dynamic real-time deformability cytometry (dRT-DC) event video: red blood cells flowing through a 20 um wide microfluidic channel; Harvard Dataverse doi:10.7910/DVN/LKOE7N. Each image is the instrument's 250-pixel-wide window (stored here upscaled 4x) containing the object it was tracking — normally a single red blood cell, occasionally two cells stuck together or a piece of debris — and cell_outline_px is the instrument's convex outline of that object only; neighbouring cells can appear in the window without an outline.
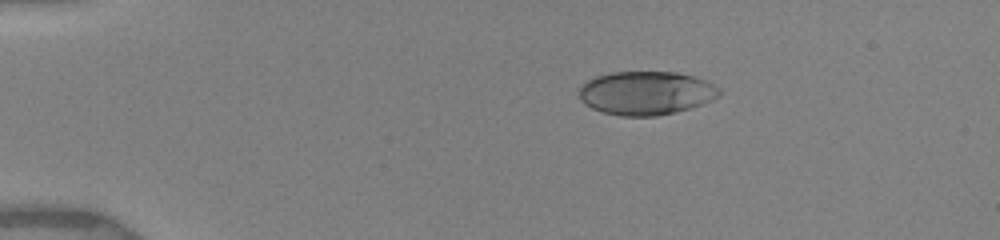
{"species": "human", "species_latin": "Homo sapiens", "temperature_condition": "warm", "stored_images_in_passage": 3, "camera_frame_rate_fps": 3000, "um_per_image_px": 0.085, "donor": {"sex": "female"}, "frame": {"image": 1, "passage_image": 1, "time_ms": 0.0, "image_size_px": [1000, 240], "cell_outline_px": [[720, 96], [712, 100], [676, 112], [656, 116], [620, 116], [604, 112], [592, 108], [584, 104], [580, 100], [580, 88], [588, 80], [596, 76], [612, 72], [676, 72], [696, 76], [720, 88]], "centroid_in_image_um": [54.92, 7.9], "position_along_channel_um": 30.1, "area_um2": 35.55}}